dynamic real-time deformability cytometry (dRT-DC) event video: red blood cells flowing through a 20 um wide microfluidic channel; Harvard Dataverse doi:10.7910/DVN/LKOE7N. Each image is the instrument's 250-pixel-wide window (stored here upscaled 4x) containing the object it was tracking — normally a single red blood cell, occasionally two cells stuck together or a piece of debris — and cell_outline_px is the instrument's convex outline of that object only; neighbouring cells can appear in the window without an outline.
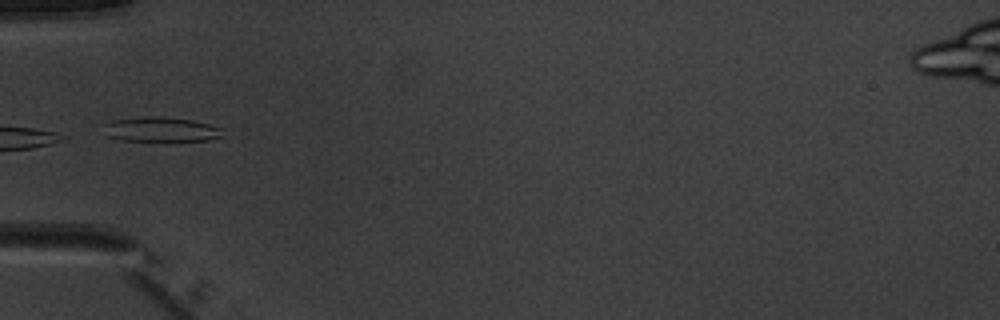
{"species": "common noctule bat (a hibernating species)", "species_latin": "Nyctalus noctula", "temperature_condition": "warm", "stored_images_in_passage": 5, "camera_frame_rate_fps": 3000, "um_per_image_px": 0.085, "animal": {"sex": "male", "body_mass_g": 20.1, "forearm_length_mm": 53.5}, "frame": {"image": 1, "passage_image": 5, "time_ms": 4.667, "image_size_px": [1000, 320], "cell_outline_px": [[224, 136], [208, 140], [164, 144], [120, 140], [108, 136], [100, 124], [112, 120], [144, 116], [160, 116], [192, 120], [224, 128]], "centroid_in_image_um": [13.68, 11.05], "position_along_channel_um": 71.3, "area_um2": 18.5}}